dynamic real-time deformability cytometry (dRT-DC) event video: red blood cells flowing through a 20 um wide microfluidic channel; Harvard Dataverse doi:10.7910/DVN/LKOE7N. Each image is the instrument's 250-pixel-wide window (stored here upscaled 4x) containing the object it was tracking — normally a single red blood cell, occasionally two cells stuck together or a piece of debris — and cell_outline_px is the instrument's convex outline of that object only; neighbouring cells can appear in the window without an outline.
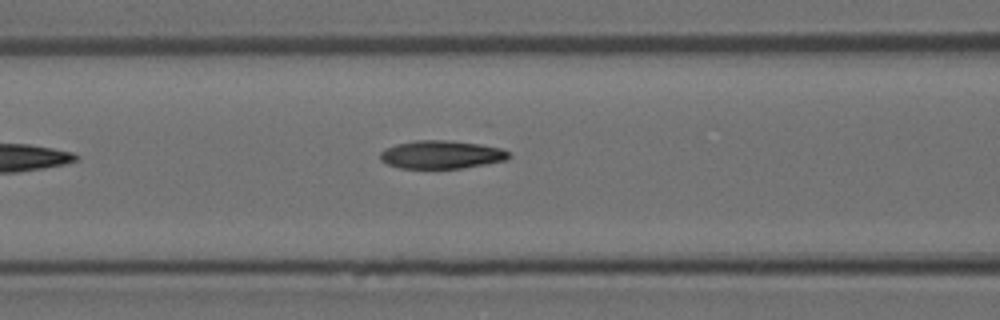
{"species": "Egyptian fruit bat (a non-hibernating species)", "species_latin": "Rousettus aegyptiacus", "temperature_condition": "room temperature", "stored_images_in_passage": 4, "camera_frame_rate_fps": 3000, "um_per_image_px": 0.085, "animal": {"sex": "female"}, "frame": {"image": 1, "passage_image": 4, "time_ms": 1.0, "image_size_px": [1000, 320], "cell_outline_px": [[508, 156], [504, 160], [484, 164], [460, 168], [400, 168], [388, 164], [380, 160], [380, 152], [396, 144], [416, 140], [444, 140], [480, 144], [500, 148], [508, 152]], "centroid_in_image_um": [37.47, 13.14], "position_along_channel_um": 129.1, "area_um2": 20.69}}